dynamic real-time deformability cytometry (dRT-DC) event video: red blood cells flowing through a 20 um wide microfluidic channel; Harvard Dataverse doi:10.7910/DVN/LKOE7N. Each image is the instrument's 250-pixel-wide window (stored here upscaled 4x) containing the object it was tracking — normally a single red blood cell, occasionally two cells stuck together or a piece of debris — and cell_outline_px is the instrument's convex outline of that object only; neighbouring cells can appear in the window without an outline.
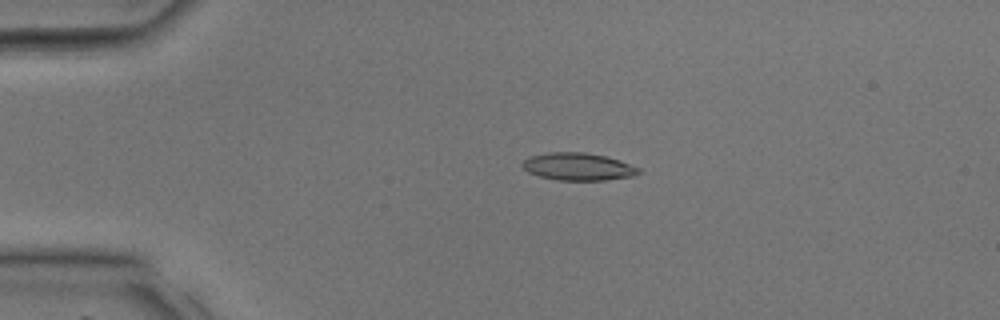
{"species": "common noctule bat (a hibernating species)", "species_latin": "Nyctalus noctula", "temperature_condition": "room temperature", "stored_images_in_passage": 30, "camera_frame_rate_fps": 3000, "um_per_image_px": 0.085, "animal": {"sex": "male", "body_mass_g": 17.9, "forearm_length_mm": 54.2}, "frame": {"image": 1, "passage_image": 1, "time_ms": 0.0, "image_size_px": [1000, 320], "cell_outline_px": [[640, 172], [632, 176], [604, 180], [560, 180], [540, 176], [528, 172], [520, 164], [528, 156], [548, 152], [584, 152], [604, 156], [620, 160], [640, 168]], "centroid_in_image_um": [49.11, 14.15], "position_along_channel_um": 35.9, "area_um2": 18.55}}
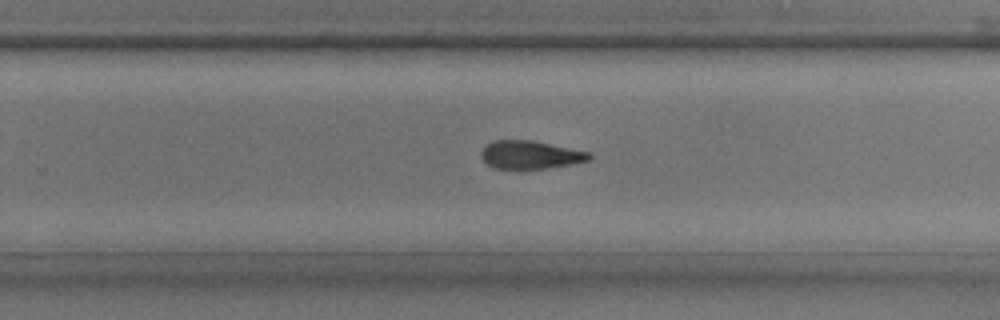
{"frame": {"image": 2, "passage_image": 17, "time_ms": 5.333, "image_size_px": [1000, 320], "cell_outline_px": [[592, 156], [588, 160], [568, 164], [544, 168], [496, 168], [488, 164], [480, 156], [480, 152], [484, 144], [492, 140], [532, 140], [592, 152]], "centroid_in_image_um": [45.04, 13.13], "position_along_channel_um": 284.8, "area_um2": 17.63}}
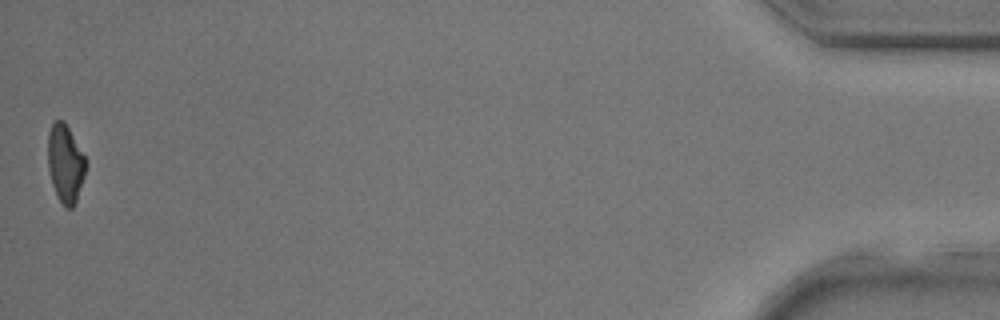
{"frame": {"image": 3, "passage_image": 30, "time_ms": 9.667, "image_size_px": [1000, 320], "cell_outline_px": [[88, 164], [76, 200], [72, 208], [64, 208], [56, 196], [52, 184], [48, 168], [48, 132], [52, 124], [56, 120], [64, 120], [88, 160]], "centroid_in_image_um": [5.56, 13.89], "position_along_channel_um": 429.6, "area_um2": 17.51}}